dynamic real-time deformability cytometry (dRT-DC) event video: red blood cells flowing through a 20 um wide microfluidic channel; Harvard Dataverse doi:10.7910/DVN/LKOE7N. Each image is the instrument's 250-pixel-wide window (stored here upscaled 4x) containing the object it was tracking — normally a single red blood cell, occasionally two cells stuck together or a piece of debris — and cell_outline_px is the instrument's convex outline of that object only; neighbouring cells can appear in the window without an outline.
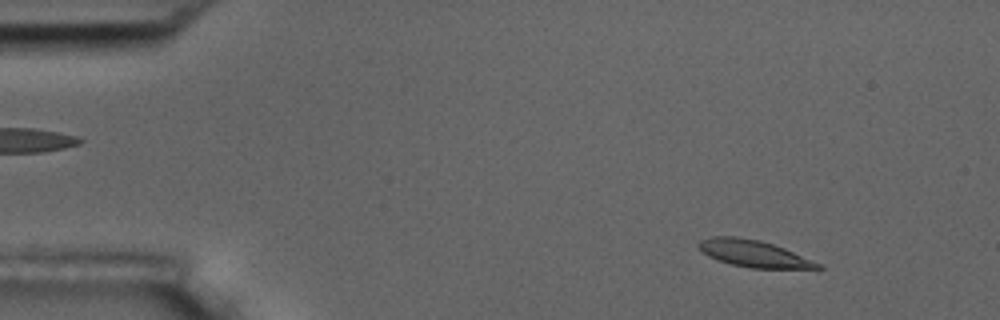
{"species": "common noctule bat (a hibernating species)", "species_latin": "Nyctalus noctula", "temperature_condition": "room temperature", "stored_images_in_passage": 5, "camera_frame_rate_fps": 3000, "um_per_image_px": 0.085, "animal": {"sex": "male", "body_mass_g": 17.5, "forearm_length_mm": 52.3}, "frame": {"image": 1, "passage_image": 1, "time_ms": 0.0, "image_size_px": [1000, 320], "cell_outline_px": [[824, 268], [752, 268], [732, 264], [708, 256], [696, 244], [700, 240], [712, 236], [736, 236], [760, 240], [784, 248], [820, 264]], "centroid_in_image_um": [64.02, 21.53], "position_along_channel_um": 21.0, "area_um2": 18.21}}